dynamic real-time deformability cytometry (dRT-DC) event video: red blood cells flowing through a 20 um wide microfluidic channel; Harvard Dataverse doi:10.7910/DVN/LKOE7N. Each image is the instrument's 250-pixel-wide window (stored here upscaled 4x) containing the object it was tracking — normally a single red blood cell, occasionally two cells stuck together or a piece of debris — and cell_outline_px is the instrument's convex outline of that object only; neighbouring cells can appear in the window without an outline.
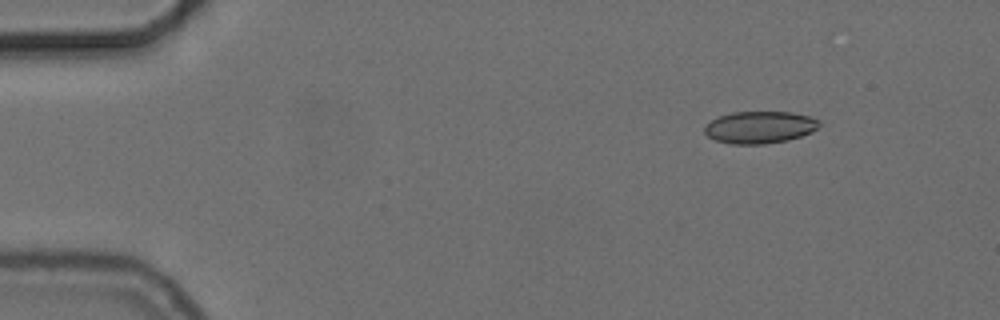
{"species": "common noctule bat (a hibernating species)", "species_latin": "Nyctalus noctula", "temperature_condition": "cold", "stored_images_in_passage": 17, "segment_of_instrument_passage": [2, 2], "camera_frame_rate_fps": 3000, "um_per_image_px": 0.085, "animal": {"sex": "female", "body_mass_g": 24.6, "forearm_length_mm": 56.2}, "frame": {"image": 1, "passage_image": 17, "time_ms": 5.333, "image_size_px": [1000, 320], "cell_outline_px": [[820, 124], [812, 132], [788, 140], [764, 144], [732, 144], [716, 140], [708, 136], [704, 132], [704, 128], [712, 120], [720, 116], [732, 112], [792, 112], [808, 116], [820, 120]], "centroid_in_image_um": [64.59, 10.82], "position_along_channel_um": 20.4, "area_um2": 21.33}}